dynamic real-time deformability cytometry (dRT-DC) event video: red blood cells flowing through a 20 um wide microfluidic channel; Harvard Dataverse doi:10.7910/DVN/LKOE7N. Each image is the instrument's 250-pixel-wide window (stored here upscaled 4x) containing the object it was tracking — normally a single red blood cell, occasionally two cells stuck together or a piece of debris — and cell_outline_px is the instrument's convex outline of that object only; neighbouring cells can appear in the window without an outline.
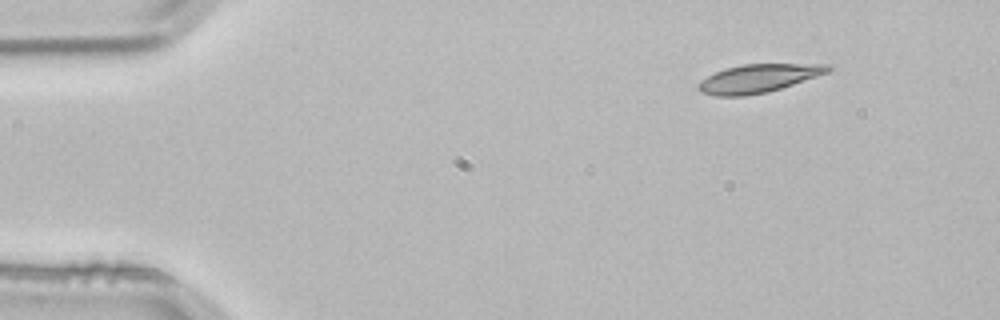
{"species": "common noctule bat (a hibernating species)", "species_latin": "Nyctalus noctula", "temperature_condition": "room temperature", "stored_images_in_passage": 2, "camera_frame_rate_fps": 3000, "um_per_image_px": 0.085, "animal": {"sex": "male", "body_mass_g": 21.5, "forearm_length_mm": 52.0}, "frame": {"image": 1, "passage_image": 1, "time_ms": 0.0, "image_size_px": [1000, 320], "cell_outline_px": [[832, 68], [828, 72], [768, 92], [744, 96], [716, 96], [700, 92], [696, 88], [696, 84], [700, 80], [724, 68], [744, 64], [832, 64]], "centroid_in_image_um": [64.4, 6.66], "position_along_channel_um": 20.6, "area_um2": 21.33}}